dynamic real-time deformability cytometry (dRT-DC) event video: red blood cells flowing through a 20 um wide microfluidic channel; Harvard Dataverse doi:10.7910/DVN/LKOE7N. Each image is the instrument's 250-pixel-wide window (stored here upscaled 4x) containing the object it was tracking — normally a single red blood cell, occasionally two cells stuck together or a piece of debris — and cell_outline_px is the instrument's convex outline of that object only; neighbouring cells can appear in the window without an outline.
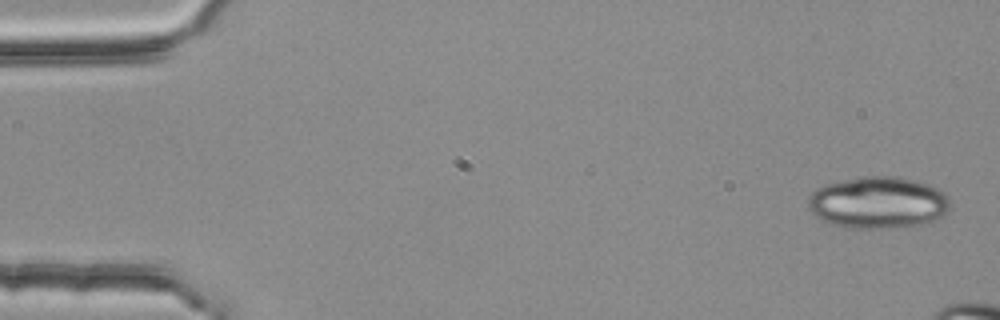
{"species": "common noctule bat (a hibernating species)", "species_latin": "Nyctalus noctula", "temperature_condition": "room temperature", "stored_images_in_passage": 3, "camera_frame_rate_fps": 3000, "um_per_image_px": 0.085, "animal": {"sex": "female", "body_mass_g": 25.1}, "frame": {"image": 1, "passage_image": 1, "time_ms": 0.0, "image_size_px": [1000, 320], "cell_outline_px": [[948, 208], [940, 216], [924, 224], [888, 228], [844, 228], [832, 224], [816, 216], [808, 208], [808, 196], [816, 188], [824, 184], [864, 176], [900, 176], [916, 180], [928, 184], [944, 192], [948, 196]], "centroid_in_image_um": [74.6, 17.21], "position_along_channel_um": 10.4, "area_um2": 42.89}}